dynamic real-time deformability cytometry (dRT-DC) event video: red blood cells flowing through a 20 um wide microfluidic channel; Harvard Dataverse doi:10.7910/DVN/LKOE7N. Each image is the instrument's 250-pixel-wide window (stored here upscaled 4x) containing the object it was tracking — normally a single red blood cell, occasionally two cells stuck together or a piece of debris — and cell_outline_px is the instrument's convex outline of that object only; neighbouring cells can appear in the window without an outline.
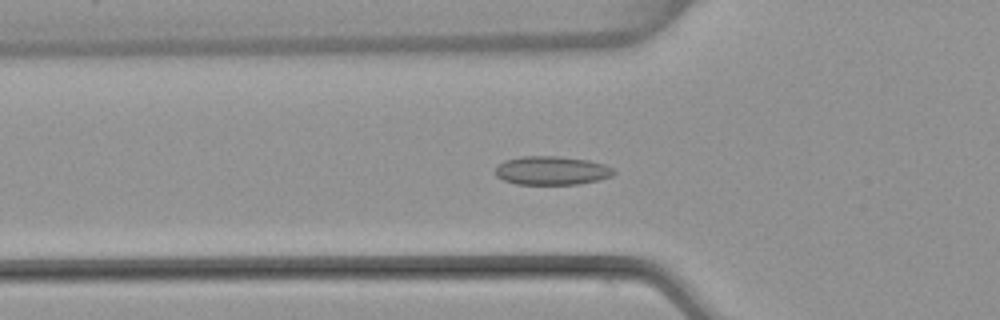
{"species": "common noctule bat (a hibernating species)", "species_latin": "Nyctalus noctula", "temperature_condition": "warm", "stored_images_in_passage": 41, "camera_frame_rate_fps": 3000, "um_per_image_px": 0.085, "animal": {"sex": "female", "body_mass_g": 22.7, "forearm_length_mm": 54.2}, "frame": {"image": 1, "passage_image": 6, "time_ms": 1.667, "image_size_px": [1000, 320], "cell_outline_px": [[616, 172], [612, 176], [580, 184], [516, 184], [504, 180], [496, 176], [496, 164], [504, 160], [520, 156], [560, 156], [588, 160], [604, 164], [612, 168]], "centroid_in_image_um": [46.87, 14.49], "position_along_channel_um": 78.9, "area_um2": 19.88}}
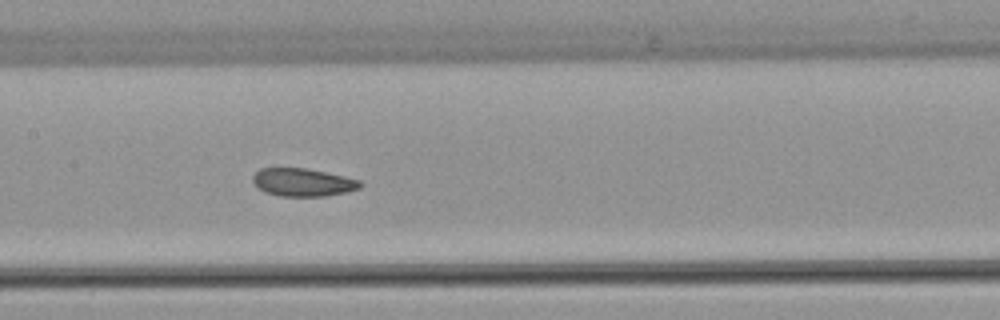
{"frame": {"image": 2, "passage_image": 14, "time_ms": 4.333, "image_size_px": [1000, 320], "cell_outline_px": [[364, 184], [360, 188], [348, 192], [328, 196], [280, 196], [264, 192], [252, 180], [252, 176], [260, 168], [308, 168], [344, 176], [360, 180]], "centroid_in_image_um": [25.78, 15.5], "position_along_channel_um": 181.6, "area_um2": 17.63}}
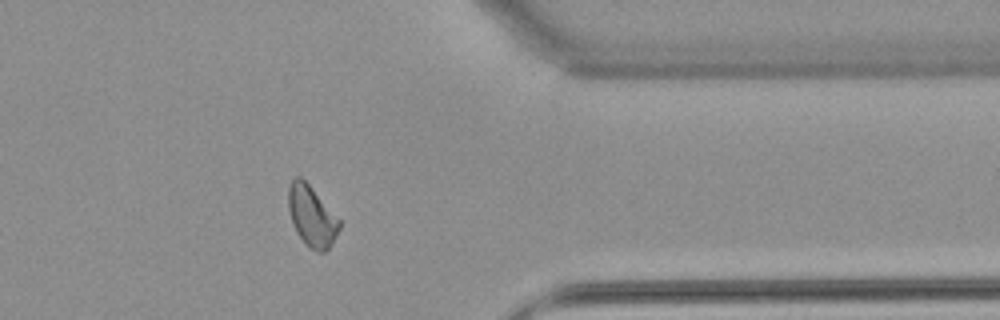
{"frame": {"image": 3, "passage_image": 31, "time_ms": 10.0, "image_size_px": [1000, 320], "cell_outline_px": [[340, 228], [332, 244], [324, 252], [316, 252], [304, 244], [296, 232], [292, 224], [288, 208], [288, 188], [292, 180], [296, 176], [300, 176], [308, 184], [340, 220]], "centroid_in_image_um": [26.48, 18.4], "position_along_channel_um": 384.9, "area_um2": 17.98}, "authors_computed_cell_mechanics": {"area_um2": 18.1492, "velocity_mm_per_s": 3.8286, "shape_relaxation_time_tau1_ms": null, "shape_relaxation_time_tau2_ms": 3.2208, "deformation_change_tau1": null, "deformation_change_tau2": 0.072}}